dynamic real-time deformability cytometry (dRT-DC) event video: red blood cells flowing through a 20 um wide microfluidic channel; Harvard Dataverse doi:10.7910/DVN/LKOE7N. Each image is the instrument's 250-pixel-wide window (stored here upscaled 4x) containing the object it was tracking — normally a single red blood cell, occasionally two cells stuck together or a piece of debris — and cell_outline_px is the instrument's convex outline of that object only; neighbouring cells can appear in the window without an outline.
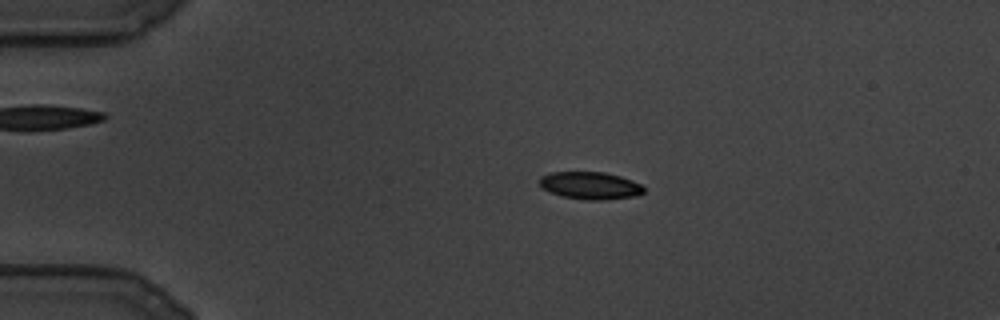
{"species": "common noctule bat (a hibernating species)", "species_latin": "Nyctalus noctula", "temperature_condition": "cold", "stored_images_in_passage": 103, "camera_frame_rate_fps": 3000, "um_per_image_px": 0.085, "animal": {"sex": "male", "body_mass_g": 19.5, "forearm_length_mm": 54.6}, "frame": {"image": 1, "passage_image": 14, "time_ms": 4.333, "image_size_px": [1000, 320], "cell_outline_px": [[644, 192], [636, 196], [608, 200], [584, 200], [564, 196], [552, 192], [544, 188], [540, 184], [540, 176], [552, 172], [604, 172], [620, 176], [632, 180], [640, 184], [644, 188]], "centroid_in_image_um": [50.21, 15.77], "position_along_channel_um": 34.8, "area_um2": 16.59}}
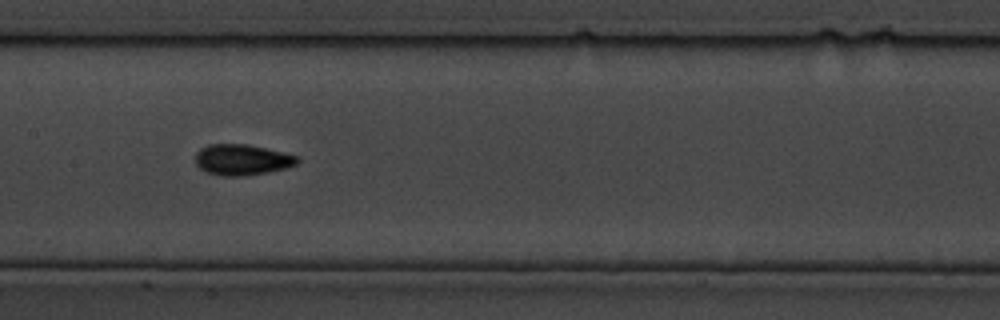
{"frame": {"image": 2, "passage_image": 47, "time_ms": 15.333, "image_size_px": [1000, 320], "cell_outline_px": [[300, 160], [296, 164], [284, 168], [268, 172], [244, 176], [220, 176], [208, 172], [200, 168], [196, 164], [196, 152], [200, 148], [208, 144], [248, 144], [284, 152], [296, 156]], "centroid_in_image_um": [20.56, 13.57], "position_along_channel_um": 186.8, "area_um2": 18.32}}
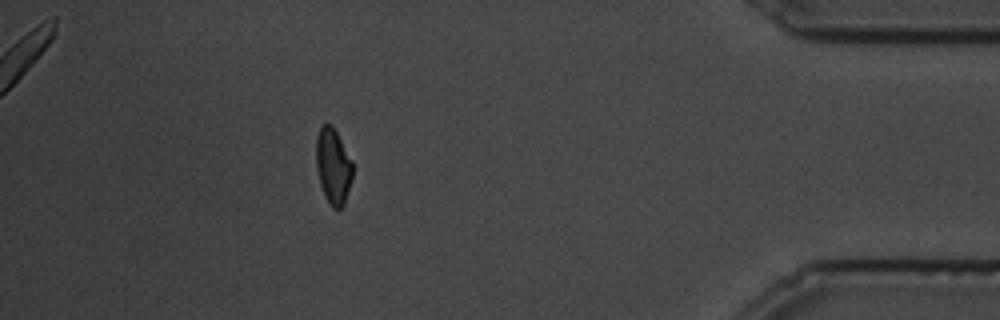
{"frame": {"image": 3, "passage_image": 91, "time_ms": 30.0, "image_size_px": [1000, 320], "cell_outline_px": [[352, 180], [344, 204], [340, 208], [332, 208], [324, 196], [320, 184], [316, 168], [316, 136], [320, 128], [324, 124], [332, 124], [352, 160]], "centroid_in_image_um": [28.31, 14.12], "position_along_channel_um": 406.9, "area_um2": 16.18}}